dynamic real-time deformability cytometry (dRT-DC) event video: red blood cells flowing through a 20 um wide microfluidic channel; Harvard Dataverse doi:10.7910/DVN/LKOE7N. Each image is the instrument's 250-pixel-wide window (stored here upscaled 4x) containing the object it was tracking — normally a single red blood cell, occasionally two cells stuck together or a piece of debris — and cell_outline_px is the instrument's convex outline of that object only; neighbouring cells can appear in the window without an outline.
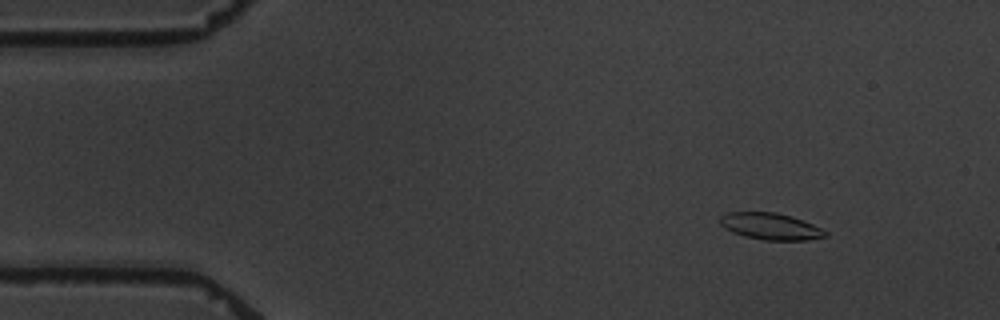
{"species": "common noctule bat (a hibernating species)", "species_latin": "Nyctalus noctula", "temperature_condition": "warm", "stored_images_in_passage": 5, "camera_frame_rate_fps": 3000, "um_per_image_px": 0.085, "animal": {"sex": "male", "body_mass_g": 19.5, "forearm_length_mm": 54.6}, "frame": {"image": 1, "passage_image": 2, "time_ms": 1.0, "image_size_px": [1000, 320], "cell_outline_px": [[828, 236], [808, 240], [764, 240], [744, 236], [732, 232], [724, 228], [720, 224], [720, 216], [728, 212], [776, 212], [792, 216], [812, 224], [828, 232]], "centroid_in_image_um": [65.49, 19.24], "position_along_channel_um": 19.5, "area_um2": 16.42}}
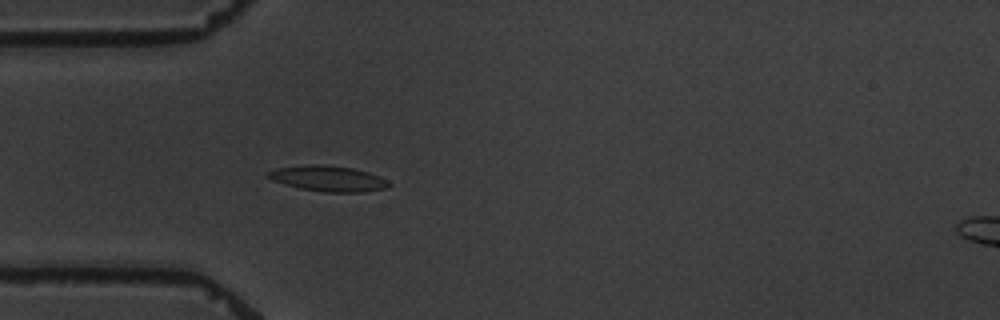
{"frame": {"image": 2, "passage_image": 5, "time_ms": 4.333, "image_size_px": [1000, 320], "cell_outline_px": [[392, 184], [388, 188], [360, 192], [324, 192], [300, 188], [284, 184], [272, 180], [264, 176], [268, 172], [276, 168], [304, 164], [324, 164], [352, 168], [368, 172], [388, 180]], "centroid_in_image_um": [27.87, 15.17], "position_along_channel_um": 57.1, "area_um2": 18.21}}